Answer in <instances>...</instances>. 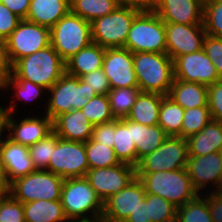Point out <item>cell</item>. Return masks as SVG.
Here are the masks:
<instances>
[{
	"mask_svg": "<svg viewBox=\"0 0 222 222\" xmlns=\"http://www.w3.org/2000/svg\"><path fill=\"white\" fill-rule=\"evenodd\" d=\"M65 73V62L49 45L33 54L18 59L11 66L9 79H26L47 90Z\"/></svg>",
	"mask_w": 222,
	"mask_h": 222,
	"instance_id": "cell-1",
	"label": "cell"
},
{
	"mask_svg": "<svg viewBox=\"0 0 222 222\" xmlns=\"http://www.w3.org/2000/svg\"><path fill=\"white\" fill-rule=\"evenodd\" d=\"M133 67L141 92L168 95L174 80V68L167 53L135 52Z\"/></svg>",
	"mask_w": 222,
	"mask_h": 222,
	"instance_id": "cell-2",
	"label": "cell"
},
{
	"mask_svg": "<svg viewBox=\"0 0 222 222\" xmlns=\"http://www.w3.org/2000/svg\"><path fill=\"white\" fill-rule=\"evenodd\" d=\"M146 193L160 196L176 207L195 199L199 194L193 188L191 179L184 169L136 173Z\"/></svg>",
	"mask_w": 222,
	"mask_h": 222,
	"instance_id": "cell-3",
	"label": "cell"
},
{
	"mask_svg": "<svg viewBox=\"0 0 222 222\" xmlns=\"http://www.w3.org/2000/svg\"><path fill=\"white\" fill-rule=\"evenodd\" d=\"M60 202L67 219L102 217L103 202L85 177L64 179Z\"/></svg>",
	"mask_w": 222,
	"mask_h": 222,
	"instance_id": "cell-4",
	"label": "cell"
},
{
	"mask_svg": "<svg viewBox=\"0 0 222 222\" xmlns=\"http://www.w3.org/2000/svg\"><path fill=\"white\" fill-rule=\"evenodd\" d=\"M51 46L66 62L92 43L91 24L69 11L50 29Z\"/></svg>",
	"mask_w": 222,
	"mask_h": 222,
	"instance_id": "cell-5",
	"label": "cell"
},
{
	"mask_svg": "<svg viewBox=\"0 0 222 222\" xmlns=\"http://www.w3.org/2000/svg\"><path fill=\"white\" fill-rule=\"evenodd\" d=\"M124 48L132 53H166L165 22L154 11H140L133 20Z\"/></svg>",
	"mask_w": 222,
	"mask_h": 222,
	"instance_id": "cell-6",
	"label": "cell"
},
{
	"mask_svg": "<svg viewBox=\"0 0 222 222\" xmlns=\"http://www.w3.org/2000/svg\"><path fill=\"white\" fill-rule=\"evenodd\" d=\"M64 179L48 170L36 169L10 184V195L22 203L60 200Z\"/></svg>",
	"mask_w": 222,
	"mask_h": 222,
	"instance_id": "cell-7",
	"label": "cell"
},
{
	"mask_svg": "<svg viewBox=\"0 0 222 222\" xmlns=\"http://www.w3.org/2000/svg\"><path fill=\"white\" fill-rule=\"evenodd\" d=\"M47 92L48 99L45 100L47 102L44 104L47 108L46 111L44 110V114L52 120L73 109L81 110L90 99L87 84L79 77L66 72Z\"/></svg>",
	"mask_w": 222,
	"mask_h": 222,
	"instance_id": "cell-8",
	"label": "cell"
},
{
	"mask_svg": "<svg viewBox=\"0 0 222 222\" xmlns=\"http://www.w3.org/2000/svg\"><path fill=\"white\" fill-rule=\"evenodd\" d=\"M139 9L119 5L113 12L91 24L92 42L104 48L124 47L128 32Z\"/></svg>",
	"mask_w": 222,
	"mask_h": 222,
	"instance_id": "cell-9",
	"label": "cell"
},
{
	"mask_svg": "<svg viewBox=\"0 0 222 222\" xmlns=\"http://www.w3.org/2000/svg\"><path fill=\"white\" fill-rule=\"evenodd\" d=\"M5 45L7 57L12 66L18 59L51 45L50 28L21 19L5 40Z\"/></svg>",
	"mask_w": 222,
	"mask_h": 222,
	"instance_id": "cell-10",
	"label": "cell"
},
{
	"mask_svg": "<svg viewBox=\"0 0 222 222\" xmlns=\"http://www.w3.org/2000/svg\"><path fill=\"white\" fill-rule=\"evenodd\" d=\"M187 160V139L180 136H168L155 151L139 160L136 166V173L184 169L186 168Z\"/></svg>",
	"mask_w": 222,
	"mask_h": 222,
	"instance_id": "cell-11",
	"label": "cell"
},
{
	"mask_svg": "<svg viewBox=\"0 0 222 222\" xmlns=\"http://www.w3.org/2000/svg\"><path fill=\"white\" fill-rule=\"evenodd\" d=\"M46 170L63 179L85 177L89 170L85 142L67 141L57 136Z\"/></svg>",
	"mask_w": 222,
	"mask_h": 222,
	"instance_id": "cell-12",
	"label": "cell"
},
{
	"mask_svg": "<svg viewBox=\"0 0 222 222\" xmlns=\"http://www.w3.org/2000/svg\"><path fill=\"white\" fill-rule=\"evenodd\" d=\"M186 171L198 194L222 191V152L188 156Z\"/></svg>",
	"mask_w": 222,
	"mask_h": 222,
	"instance_id": "cell-13",
	"label": "cell"
},
{
	"mask_svg": "<svg viewBox=\"0 0 222 222\" xmlns=\"http://www.w3.org/2000/svg\"><path fill=\"white\" fill-rule=\"evenodd\" d=\"M4 131L13 142L29 147L53 132V120L44 114L22 117L19 121L14 114H4Z\"/></svg>",
	"mask_w": 222,
	"mask_h": 222,
	"instance_id": "cell-14",
	"label": "cell"
},
{
	"mask_svg": "<svg viewBox=\"0 0 222 222\" xmlns=\"http://www.w3.org/2000/svg\"><path fill=\"white\" fill-rule=\"evenodd\" d=\"M85 178L104 202L136 178V167L121 163L107 168L89 169Z\"/></svg>",
	"mask_w": 222,
	"mask_h": 222,
	"instance_id": "cell-15",
	"label": "cell"
},
{
	"mask_svg": "<svg viewBox=\"0 0 222 222\" xmlns=\"http://www.w3.org/2000/svg\"><path fill=\"white\" fill-rule=\"evenodd\" d=\"M173 68L174 79L200 83L206 86L221 80L204 49L175 58Z\"/></svg>",
	"mask_w": 222,
	"mask_h": 222,
	"instance_id": "cell-16",
	"label": "cell"
},
{
	"mask_svg": "<svg viewBox=\"0 0 222 222\" xmlns=\"http://www.w3.org/2000/svg\"><path fill=\"white\" fill-rule=\"evenodd\" d=\"M166 53L174 60L203 49L206 35L204 24L165 23Z\"/></svg>",
	"mask_w": 222,
	"mask_h": 222,
	"instance_id": "cell-17",
	"label": "cell"
},
{
	"mask_svg": "<svg viewBox=\"0 0 222 222\" xmlns=\"http://www.w3.org/2000/svg\"><path fill=\"white\" fill-rule=\"evenodd\" d=\"M102 69L111 89L138 87L133 67V53L127 48H106Z\"/></svg>",
	"mask_w": 222,
	"mask_h": 222,
	"instance_id": "cell-18",
	"label": "cell"
},
{
	"mask_svg": "<svg viewBox=\"0 0 222 222\" xmlns=\"http://www.w3.org/2000/svg\"><path fill=\"white\" fill-rule=\"evenodd\" d=\"M145 195L143 184L136 177L117 194L103 202L102 219L105 222H125L145 199Z\"/></svg>",
	"mask_w": 222,
	"mask_h": 222,
	"instance_id": "cell-19",
	"label": "cell"
},
{
	"mask_svg": "<svg viewBox=\"0 0 222 222\" xmlns=\"http://www.w3.org/2000/svg\"><path fill=\"white\" fill-rule=\"evenodd\" d=\"M165 23L203 24V0H159L153 10Z\"/></svg>",
	"mask_w": 222,
	"mask_h": 222,
	"instance_id": "cell-20",
	"label": "cell"
},
{
	"mask_svg": "<svg viewBox=\"0 0 222 222\" xmlns=\"http://www.w3.org/2000/svg\"><path fill=\"white\" fill-rule=\"evenodd\" d=\"M0 162L10 183L36 170L28 147L13 142L5 134L0 140Z\"/></svg>",
	"mask_w": 222,
	"mask_h": 222,
	"instance_id": "cell-21",
	"label": "cell"
},
{
	"mask_svg": "<svg viewBox=\"0 0 222 222\" xmlns=\"http://www.w3.org/2000/svg\"><path fill=\"white\" fill-rule=\"evenodd\" d=\"M93 127L81 110L73 109L53 120V132L67 141L87 142L92 137Z\"/></svg>",
	"mask_w": 222,
	"mask_h": 222,
	"instance_id": "cell-22",
	"label": "cell"
},
{
	"mask_svg": "<svg viewBox=\"0 0 222 222\" xmlns=\"http://www.w3.org/2000/svg\"><path fill=\"white\" fill-rule=\"evenodd\" d=\"M188 156H204L222 152V122L213 120L199 132L187 138Z\"/></svg>",
	"mask_w": 222,
	"mask_h": 222,
	"instance_id": "cell-23",
	"label": "cell"
},
{
	"mask_svg": "<svg viewBox=\"0 0 222 222\" xmlns=\"http://www.w3.org/2000/svg\"><path fill=\"white\" fill-rule=\"evenodd\" d=\"M70 11V0H31L26 20L52 28Z\"/></svg>",
	"mask_w": 222,
	"mask_h": 222,
	"instance_id": "cell-24",
	"label": "cell"
},
{
	"mask_svg": "<svg viewBox=\"0 0 222 222\" xmlns=\"http://www.w3.org/2000/svg\"><path fill=\"white\" fill-rule=\"evenodd\" d=\"M184 109L208 106V86L174 79L167 95Z\"/></svg>",
	"mask_w": 222,
	"mask_h": 222,
	"instance_id": "cell-25",
	"label": "cell"
},
{
	"mask_svg": "<svg viewBox=\"0 0 222 222\" xmlns=\"http://www.w3.org/2000/svg\"><path fill=\"white\" fill-rule=\"evenodd\" d=\"M105 49L92 42L65 62V72L80 78L82 75L102 68Z\"/></svg>",
	"mask_w": 222,
	"mask_h": 222,
	"instance_id": "cell-26",
	"label": "cell"
},
{
	"mask_svg": "<svg viewBox=\"0 0 222 222\" xmlns=\"http://www.w3.org/2000/svg\"><path fill=\"white\" fill-rule=\"evenodd\" d=\"M165 95L140 92L127 119L147 125H158L161 101Z\"/></svg>",
	"mask_w": 222,
	"mask_h": 222,
	"instance_id": "cell-27",
	"label": "cell"
},
{
	"mask_svg": "<svg viewBox=\"0 0 222 222\" xmlns=\"http://www.w3.org/2000/svg\"><path fill=\"white\" fill-rule=\"evenodd\" d=\"M168 135L159 125L147 126L132 121V141L137 151V165L145 155L163 144Z\"/></svg>",
	"mask_w": 222,
	"mask_h": 222,
	"instance_id": "cell-28",
	"label": "cell"
},
{
	"mask_svg": "<svg viewBox=\"0 0 222 222\" xmlns=\"http://www.w3.org/2000/svg\"><path fill=\"white\" fill-rule=\"evenodd\" d=\"M26 222H66L68 219L64 213L60 200H36L23 203Z\"/></svg>",
	"mask_w": 222,
	"mask_h": 222,
	"instance_id": "cell-29",
	"label": "cell"
},
{
	"mask_svg": "<svg viewBox=\"0 0 222 222\" xmlns=\"http://www.w3.org/2000/svg\"><path fill=\"white\" fill-rule=\"evenodd\" d=\"M113 149L121 163L137 166V151L132 141V121L127 118L116 119V132Z\"/></svg>",
	"mask_w": 222,
	"mask_h": 222,
	"instance_id": "cell-30",
	"label": "cell"
},
{
	"mask_svg": "<svg viewBox=\"0 0 222 222\" xmlns=\"http://www.w3.org/2000/svg\"><path fill=\"white\" fill-rule=\"evenodd\" d=\"M15 89L13 94V97H16L15 99L12 98L11 103H9V106H1L2 112L4 114H14L15 111L17 112L18 105L16 106V99L18 101H22V103H26L27 101H34L35 99H41V96L46 93L48 90L40 85H37L35 83H32L26 79H8L5 90H11ZM46 91V92H44ZM26 102H25V101Z\"/></svg>",
	"mask_w": 222,
	"mask_h": 222,
	"instance_id": "cell-31",
	"label": "cell"
},
{
	"mask_svg": "<svg viewBox=\"0 0 222 222\" xmlns=\"http://www.w3.org/2000/svg\"><path fill=\"white\" fill-rule=\"evenodd\" d=\"M183 115L184 108L165 95L160 105L158 125L168 136L182 137Z\"/></svg>",
	"mask_w": 222,
	"mask_h": 222,
	"instance_id": "cell-32",
	"label": "cell"
},
{
	"mask_svg": "<svg viewBox=\"0 0 222 222\" xmlns=\"http://www.w3.org/2000/svg\"><path fill=\"white\" fill-rule=\"evenodd\" d=\"M118 0H70V11L88 22L113 12Z\"/></svg>",
	"mask_w": 222,
	"mask_h": 222,
	"instance_id": "cell-33",
	"label": "cell"
},
{
	"mask_svg": "<svg viewBox=\"0 0 222 222\" xmlns=\"http://www.w3.org/2000/svg\"><path fill=\"white\" fill-rule=\"evenodd\" d=\"M140 92L139 87L111 89L108 92L111 112L115 119L127 118Z\"/></svg>",
	"mask_w": 222,
	"mask_h": 222,
	"instance_id": "cell-34",
	"label": "cell"
},
{
	"mask_svg": "<svg viewBox=\"0 0 222 222\" xmlns=\"http://www.w3.org/2000/svg\"><path fill=\"white\" fill-rule=\"evenodd\" d=\"M87 162L89 169L107 168L121 164L113 148L93 141L91 138L85 142Z\"/></svg>",
	"mask_w": 222,
	"mask_h": 222,
	"instance_id": "cell-35",
	"label": "cell"
},
{
	"mask_svg": "<svg viewBox=\"0 0 222 222\" xmlns=\"http://www.w3.org/2000/svg\"><path fill=\"white\" fill-rule=\"evenodd\" d=\"M176 222H213L205 199L199 194L195 199L177 207Z\"/></svg>",
	"mask_w": 222,
	"mask_h": 222,
	"instance_id": "cell-36",
	"label": "cell"
},
{
	"mask_svg": "<svg viewBox=\"0 0 222 222\" xmlns=\"http://www.w3.org/2000/svg\"><path fill=\"white\" fill-rule=\"evenodd\" d=\"M81 111L85 114L86 119L94 126L115 119L111 112L108 95H97L89 99L81 108Z\"/></svg>",
	"mask_w": 222,
	"mask_h": 222,
	"instance_id": "cell-37",
	"label": "cell"
},
{
	"mask_svg": "<svg viewBox=\"0 0 222 222\" xmlns=\"http://www.w3.org/2000/svg\"><path fill=\"white\" fill-rule=\"evenodd\" d=\"M211 114L208 106L184 109L182 121V137L199 133L210 121Z\"/></svg>",
	"mask_w": 222,
	"mask_h": 222,
	"instance_id": "cell-38",
	"label": "cell"
},
{
	"mask_svg": "<svg viewBox=\"0 0 222 222\" xmlns=\"http://www.w3.org/2000/svg\"><path fill=\"white\" fill-rule=\"evenodd\" d=\"M152 222H176L177 207L166 199L146 193Z\"/></svg>",
	"mask_w": 222,
	"mask_h": 222,
	"instance_id": "cell-39",
	"label": "cell"
},
{
	"mask_svg": "<svg viewBox=\"0 0 222 222\" xmlns=\"http://www.w3.org/2000/svg\"><path fill=\"white\" fill-rule=\"evenodd\" d=\"M203 24L206 34L222 38V0L204 1Z\"/></svg>",
	"mask_w": 222,
	"mask_h": 222,
	"instance_id": "cell-40",
	"label": "cell"
},
{
	"mask_svg": "<svg viewBox=\"0 0 222 222\" xmlns=\"http://www.w3.org/2000/svg\"><path fill=\"white\" fill-rule=\"evenodd\" d=\"M57 143V135L52 132L45 139L38 141L28 147L30 158L33 161L35 169L46 170L52 155V148Z\"/></svg>",
	"mask_w": 222,
	"mask_h": 222,
	"instance_id": "cell-41",
	"label": "cell"
},
{
	"mask_svg": "<svg viewBox=\"0 0 222 222\" xmlns=\"http://www.w3.org/2000/svg\"><path fill=\"white\" fill-rule=\"evenodd\" d=\"M0 222H26L23 203L11 195L0 199Z\"/></svg>",
	"mask_w": 222,
	"mask_h": 222,
	"instance_id": "cell-42",
	"label": "cell"
},
{
	"mask_svg": "<svg viewBox=\"0 0 222 222\" xmlns=\"http://www.w3.org/2000/svg\"><path fill=\"white\" fill-rule=\"evenodd\" d=\"M80 79L87 84L90 99L97 95H107L111 90L109 80L102 68L82 75Z\"/></svg>",
	"mask_w": 222,
	"mask_h": 222,
	"instance_id": "cell-43",
	"label": "cell"
},
{
	"mask_svg": "<svg viewBox=\"0 0 222 222\" xmlns=\"http://www.w3.org/2000/svg\"><path fill=\"white\" fill-rule=\"evenodd\" d=\"M203 49L215 66L220 79H222V38L206 34Z\"/></svg>",
	"mask_w": 222,
	"mask_h": 222,
	"instance_id": "cell-44",
	"label": "cell"
},
{
	"mask_svg": "<svg viewBox=\"0 0 222 222\" xmlns=\"http://www.w3.org/2000/svg\"><path fill=\"white\" fill-rule=\"evenodd\" d=\"M208 108L211 118L222 122V79L208 86Z\"/></svg>",
	"mask_w": 222,
	"mask_h": 222,
	"instance_id": "cell-45",
	"label": "cell"
},
{
	"mask_svg": "<svg viewBox=\"0 0 222 222\" xmlns=\"http://www.w3.org/2000/svg\"><path fill=\"white\" fill-rule=\"evenodd\" d=\"M116 132V119L98 124L93 127L91 139L110 148L114 146V136Z\"/></svg>",
	"mask_w": 222,
	"mask_h": 222,
	"instance_id": "cell-46",
	"label": "cell"
},
{
	"mask_svg": "<svg viewBox=\"0 0 222 222\" xmlns=\"http://www.w3.org/2000/svg\"><path fill=\"white\" fill-rule=\"evenodd\" d=\"M21 18L0 2V40L5 41L17 27Z\"/></svg>",
	"mask_w": 222,
	"mask_h": 222,
	"instance_id": "cell-47",
	"label": "cell"
},
{
	"mask_svg": "<svg viewBox=\"0 0 222 222\" xmlns=\"http://www.w3.org/2000/svg\"><path fill=\"white\" fill-rule=\"evenodd\" d=\"M206 201L213 222H222V191L200 194Z\"/></svg>",
	"mask_w": 222,
	"mask_h": 222,
	"instance_id": "cell-48",
	"label": "cell"
},
{
	"mask_svg": "<svg viewBox=\"0 0 222 222\" xmlns=\"http://www.w3.org/2000/svg\"><path fill=\"white\" fill-rule=\"evenodd\" d=\"M11 75V65L9 63L5 41L0 40V90H4Z\"/></svg>",
	"mask_w": 222,
	"mask_h": 222,
	"instance_id": "cell-49",
	"label": "cell"
},
{
	"mask_svg": "<svg viewBox=\"0 0 222 222\" xmlns=\"http://www.w3.org/2000/svg\"><path fill=\"white\" fill-rule=\"evenodd\" d=\"M0 2L21 19H26L31 0H0Z\"/></svg>",
	"mask_w": 222,
	"mask_h": 222,
	"instance_id": "cell-50",
	"label": "cell"
},
{
	"mask_svg": "<svg viewBox=\"0 0 222 222\" xmlns=\"http://www.w3.org/2000/svg\"><path fill=\"white\" fill-rule=\"evenodd\" d=\"M125 222H152L149 204L147 203L146 198L140 202L138 207L130 214Z\"/></svg>",
	"mask_w": 222,
	"mask_h": 222,
	"instance_id": "cell-51",
	"label": "cell"
},
{
	"mask_svg": "<svg viewBox=\"0 0 222 222\" xmlns=\"http://www.w3.org/2000/svg\"><path fill=\"white\" fill-rule=\"evenodd\" d=\"M159 0H118L122 6L133 7L140 11H153Z\"/></svg>",
	"mask_w": 222,
	"mask_h": 222,
	"instance_id": "cell-52",
	"label": "cell"
},
{
	"mask_svg": "<svg viewBox=\"0 0 222 222\" xmlns=\"http://www.w3.org/2000/svg\"><path fill=\"white\" fill-rule=\"evenodd\" d=\"M10 184L4 166L0 162V199L10 195Z\"/></svg>",
	"mask_w": 222,
	"mask_h": 222,
	"instance_id": "cell-53",
	"label": "cell"
},
{
	"mask_svg": "<svg viewBox=\"0 0 222 222\" xmlns=\"http://www.w3.org/2000/svg\"><path fill=\"white\" fill-rule=\"evenodd\" d=\"M66 222H105L102 217L87 218V219H68Z\"/></svg>",
	"mask_w": 222,
	"mask_h": 222,
	"instance_id": "cell-54",
	"label": "cell"
},
{
	"mask_svg": "<svg viewBox=\"0 0 222 222\" xmlns=\"http://www.w3.org/2000/svg\"><path fill=\"white\" fill-rule=\"evenodd\" d=\"M4 113L2 112V109H0V140L2 136L4 135Z\"/></svg>",
	"mask_w": 222,
	"mask_h": 222,
	"instance_id": "cell-55",
	"label": "cell"
}]
</instances>
